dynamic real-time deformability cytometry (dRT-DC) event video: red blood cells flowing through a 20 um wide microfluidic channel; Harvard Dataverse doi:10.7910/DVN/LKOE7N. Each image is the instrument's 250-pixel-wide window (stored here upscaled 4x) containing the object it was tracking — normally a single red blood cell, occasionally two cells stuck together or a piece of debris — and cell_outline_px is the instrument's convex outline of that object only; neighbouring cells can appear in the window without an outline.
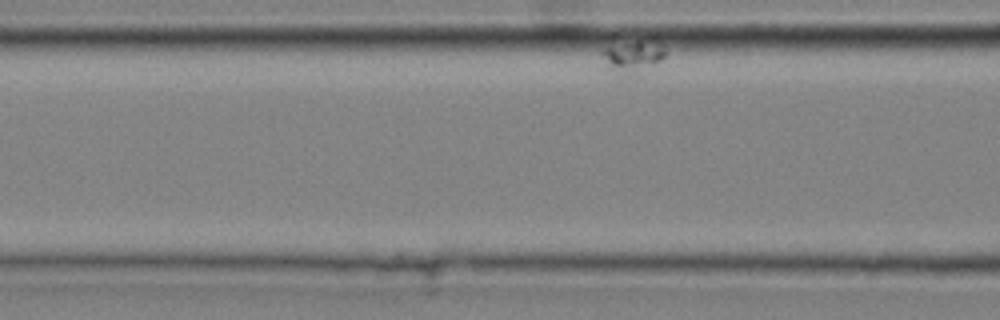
{"species": "common noctule bat (a hibernating species)", "species_latin": "Nyctalus noctula", "temperature_condition": "cold", "stored_images_in_passage": 54, "camera_frame_rate_fps": 3000, "um_per_image_px": 0.085, "animal": {"sex": "male", "body_mass_g": 20.4}, "frame": {"image": 1, "passage_image": 9, "time_ms": 2.667, "image_size_px": [1000, 320], "cell_outline_px": [[664, 56], [660, 60], [632, 72], [612, 76], [600, 52], [604, 48], [632, 44], [640, 44], [664, 48]], "centroid_in_image_um": [53.6, 4.9], "position_along_channel_um": 113.0, "area_um2": 10.0}}
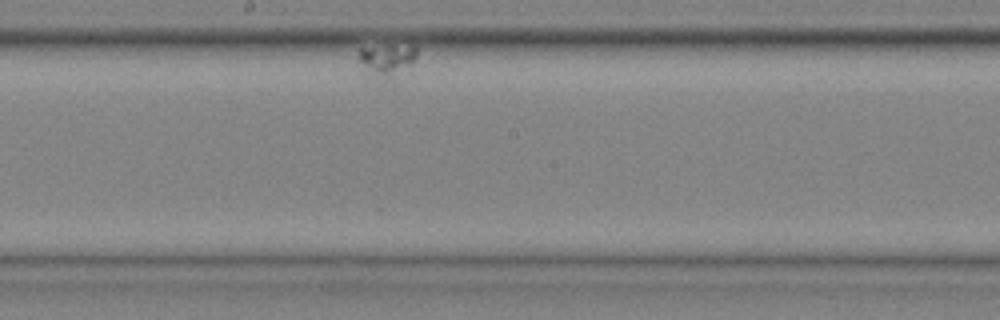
{"frame": {"image": 2, "passage_image": 31, "time_ms": 10.0, "image_size_px": [1000, 320], "cell_outline_px": [[416, 56], [392, 80], [368, 80], [360, 60], [360, 48], [388, 44], [416, 44]], "centroid_in_image_um": [32.84, 5.12], "position_along_channel_um": 215.4, "area_um2": 11.5}}
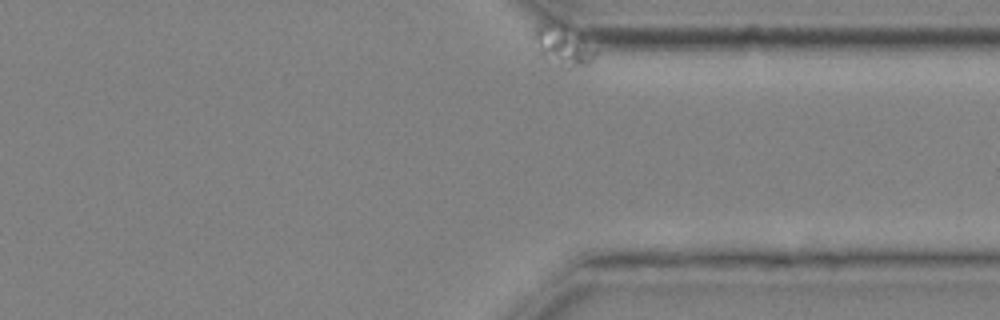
{"frame": {"image": 3, "passage_image": 54, "time_ms": 17.667, "image_size_px": [1000, 320], "cell_outline_px": [[596, 52], [592, 60], [588, 64], [568, 68], [556, 68], [548, 64], [536, 52], [532, 40], [532, 32], [536, 28], [540, 28]], "centroid_in_image_um": [47.62, 4.28], "position_along_channel_um": 363.8, "area_um2": 11.16}}